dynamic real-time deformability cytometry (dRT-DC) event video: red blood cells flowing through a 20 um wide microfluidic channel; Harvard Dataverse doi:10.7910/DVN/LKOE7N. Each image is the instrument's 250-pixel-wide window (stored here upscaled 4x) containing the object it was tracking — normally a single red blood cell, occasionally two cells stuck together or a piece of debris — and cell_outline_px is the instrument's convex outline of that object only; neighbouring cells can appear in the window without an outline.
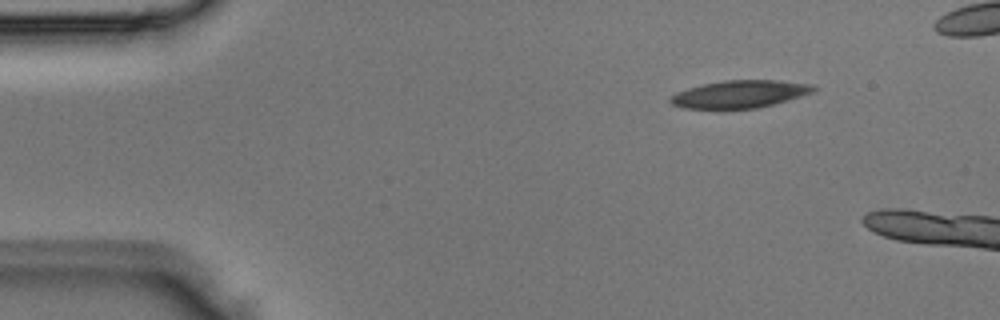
{"species": "Egyptian fruit bat (a non-hibernating species)", "species_latin": "Rousettus aegyptiacus", "temperature_condition": "room temperature", "stored_images_in_passage": 2, "camera_frame_rate_fps": 3000, "um_per_image_px": 0.085, "animal": {"sex": "male"}, "frame": {"image": 1, "passage_image": 1, "time_ms": 0.0, "image_size_px": [1000, 320], "cell_outline_px": [[816, 88], [812, 92], [788, 100], [756, 108], [684, 108], [672, 104], [668, 100], [676, 92], [688, 88], [704, 84], [724, 80], [776, 80], [812, 84]], "centroid_in_image_um": [62.87, 7.99], "position_along_channel_um": 22.1, "area_um2": 22.6}}